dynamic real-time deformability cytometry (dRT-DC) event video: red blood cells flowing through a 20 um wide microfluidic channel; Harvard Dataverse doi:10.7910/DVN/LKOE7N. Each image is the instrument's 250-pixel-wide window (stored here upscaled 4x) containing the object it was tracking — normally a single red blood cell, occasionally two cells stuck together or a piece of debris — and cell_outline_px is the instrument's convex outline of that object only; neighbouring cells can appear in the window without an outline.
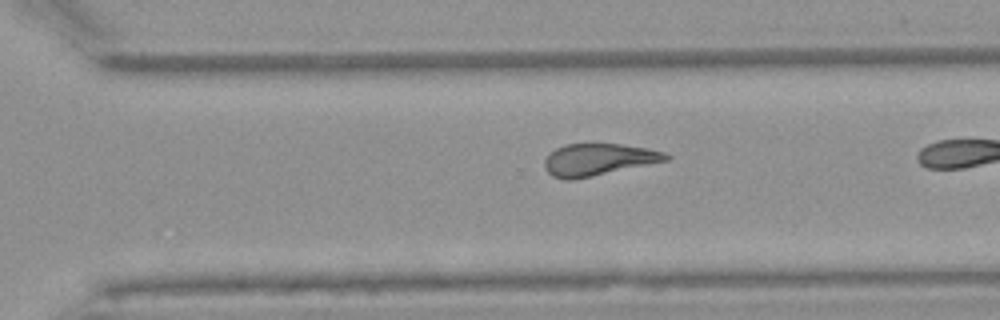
{"species": "Egyptian fruit bat (a non-hibernating species)", "species_latin": "Rousettus aegyptiacus", "temperature_condition": "warm", "stored_images_in_passage": 29, "camera_frame_rate_fps": 3000, "um_per_image_px": 0.085, "animal": {"sex": "female"}, "frame": {"image": 1, "passage_image": 25, "time_ms": 8.0, "image_size_px": [1000, 320], "cell_outline_px": [[672, 156], [668, 160], [592, 176], [572, 180], [564, 180], [552, 176], [544, 168], [544, 160], [548, 152], [564, 144], [620, 144], [648, 148], [664, 152]], "centroid_in_image_um": [50.81, 13.56], "position_along_channel_um": 319.8, "area_um2": 22.66}}